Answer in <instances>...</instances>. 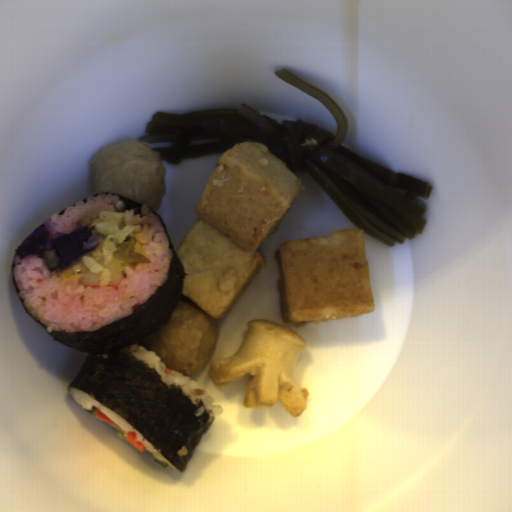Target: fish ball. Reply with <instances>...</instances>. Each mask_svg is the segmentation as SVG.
<instances>
[{"instance_id":"obj_1","label":"fish ball","mask_w":512,"mask_h":512,"mask_svg":"<svg viewBox=\"0 0 512 512\" xmlns=\"http://www.w3.org/2000/svg\"><path fill=\"white\" fill-rule=\"evenodd\" d=\"M298 176L263 142L220 155L175 251L186 276L181 294L222 320L265 265L260 253L302 192Z\"/></svg>"},{"instance_id":"obj_2","label":"fish ball","mask_w":512,"mask_h":512,"mask_svg":"<svg viewBox=\"0 0 512 512\" xmlns=\"http://www.w3.org/2000/svg\"><path fill=\"white\" fill-rule=\"evenodd\" d=\"M273 261L280 317L294 327L373 312L364 232L286 240Z\"/></svg>"}]
</instances>
